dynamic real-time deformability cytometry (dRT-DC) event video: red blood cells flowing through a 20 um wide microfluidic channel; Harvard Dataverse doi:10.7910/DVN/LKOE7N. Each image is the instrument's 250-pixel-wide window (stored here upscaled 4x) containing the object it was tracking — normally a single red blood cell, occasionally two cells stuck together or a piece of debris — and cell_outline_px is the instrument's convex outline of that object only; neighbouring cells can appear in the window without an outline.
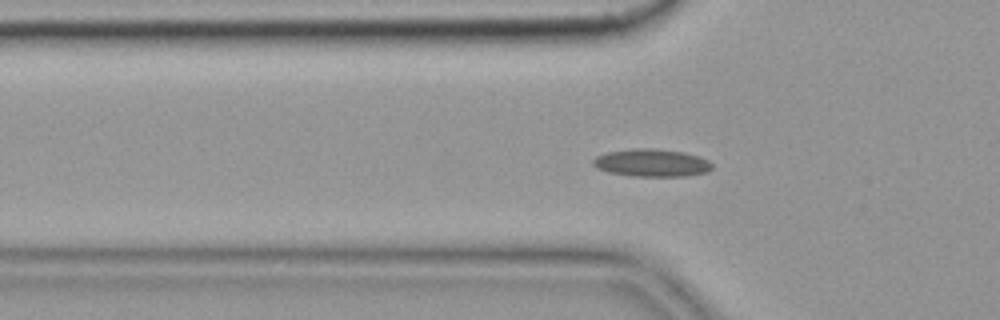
{"species": "common noctule bat (a hibernating species)", "species_latin": "Nyctalus noctula", "temperature_condition": "cold", "stored_images_in_passage": 56, "camera_frame_rate_fps": 3000, "um_per_image_px": 0.085, "animal": {"sex": "female", "body_mass_g": 19.9}, "frame": {"image": 1, "passage_image": 17, "time_ms": 5.333, "image_size_px": [1000, 320], "cell_outline_px": [[712, 168], [708, 172], [684, 176], [632, 176], [608, 172], [596, 168], [592, 164], [592, 160], [596, 156], [608, 152], [636, 148], [652, 148], [684, 152], [708, 160], [712, 164]], "centroid_in_image_um": [55.37, 13.84], "position_along_channel_um": 70.4, "area_um2": 19.13}}
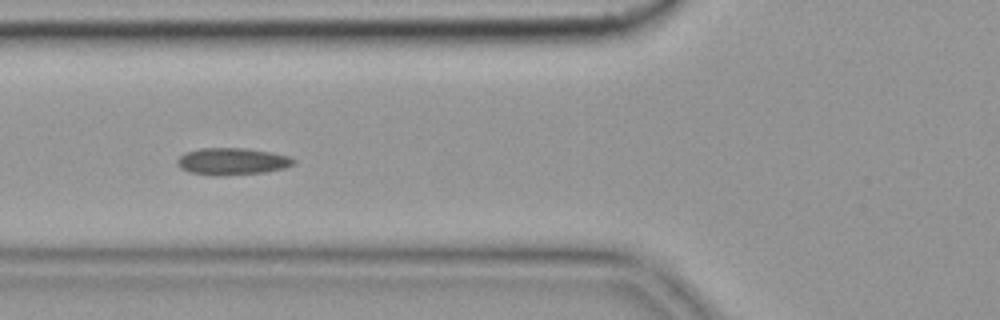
{"frame": {"image": 2, "passage_image": 20, "time_ms": 6.333, "image_size_px": [1000, 320], "cell_outline_px": [[296, 160], [292, 164], [284, 168], [264, 172], [192, 172], [180, 168], [176, 160], [184, 152], [200, 148], [248, 148], [272, 152], [288, 156]], "centroid_in_image_um": [19.76, 13.64], "position_along_channel_um": 106.0, "area_um2": 17.17}}
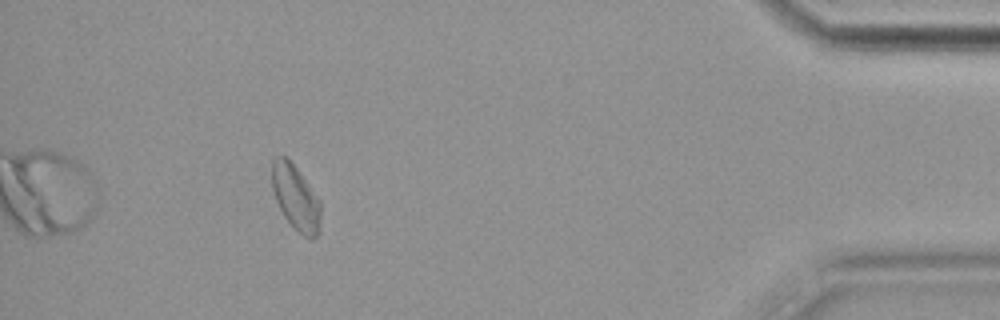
{"frame": {"image": 3, "passage_image": 50, "time_ms": 16.333, "image_size_px": [1000, 320], "cell_outline_px": [[320, 232], [312, 240], [304, 236], [284, 216], [276, 200], [272, 188], [272, 160], [276, 156], [288, 156], [320, 200]], "centroid_in_image_um": [25.14, 16.77], "position_along_channel_um": 410.1, "area_um2": 18.44}, "authors_computed_cell_mechanics": {"area_um2": 17.7735, "velocity_mm_per_s": 3.5853, "shape_relaxation_time_tau1_ms": 4.2971, "shape_relaxation_time_tau2_ms": 2.9395, "deformation_change_tau1": 0.0883, "deformation_change_tau2": 0.0668}}